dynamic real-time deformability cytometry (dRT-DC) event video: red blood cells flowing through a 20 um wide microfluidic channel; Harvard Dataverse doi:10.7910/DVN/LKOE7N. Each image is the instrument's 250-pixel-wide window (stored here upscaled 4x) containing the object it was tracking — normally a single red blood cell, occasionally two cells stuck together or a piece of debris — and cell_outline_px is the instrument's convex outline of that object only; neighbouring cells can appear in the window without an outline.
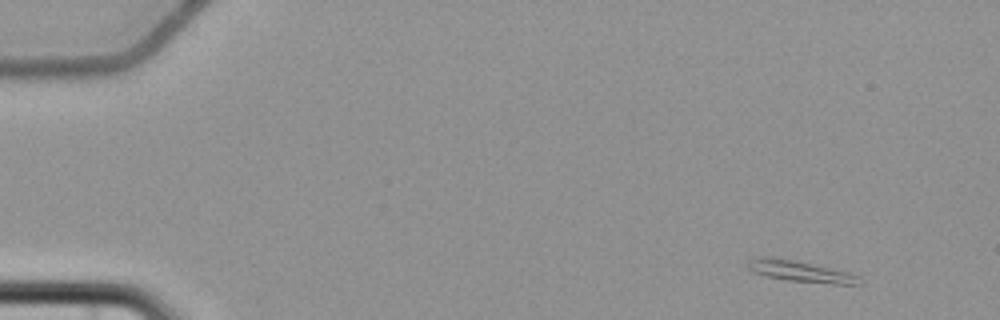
{"species": "common noctule bat (a hibernating species)", "species_latin": "Nyctalus noctula", "temperature_condition": "cold", "stored_images_in_passage": 5, "camera_frame_rate_fps": 3000, "um_per_image_px": 0.085, "animal": {"sex": "female", "body_mass_g": 22.7, "forearm_length_mm": 54.2}, "frame": {"image": 1, "passage_image": 1, "time_ms": 0.0, "image_size_px": [1000, 320], "cell_outline_px": [[860, 284], [836, 284], [788, 280], [768, 276], [756, 272], [748, 268], [748, 260], [764, 256], [792, 260], [848, 272], [860, 276]], "centroid_in_image_um": [68.06, 23.07], "position_along_channel_um": 16.9, "area_um2": 13.18}}
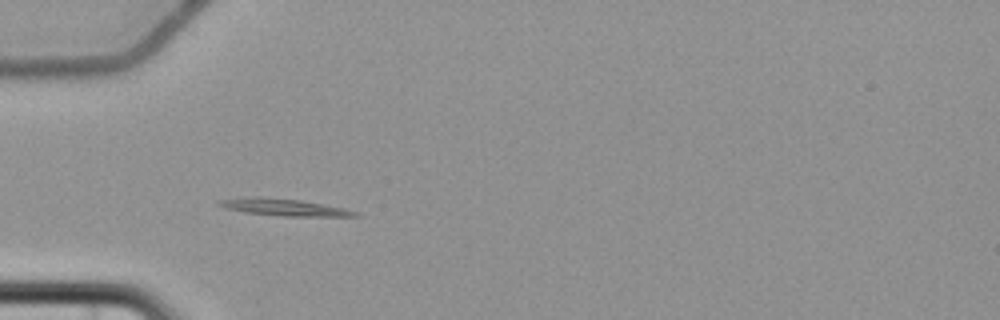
{"frame": {"image": 2, "passage_image": 5, "time_ms": 4.667, "image_size_px": [1000, 320], "cell_outline_px": [[360, 216], [284, 216], [244, 212], [224, 208], [216, 204], [216, 200], [244, 196], [260, 196], [300, 200], [344, 208], [360, 212]], "centroid_in_image_um": [24.05, 17.6], "position_along_channel_um": 60.9, "area_um2": 13.64}}